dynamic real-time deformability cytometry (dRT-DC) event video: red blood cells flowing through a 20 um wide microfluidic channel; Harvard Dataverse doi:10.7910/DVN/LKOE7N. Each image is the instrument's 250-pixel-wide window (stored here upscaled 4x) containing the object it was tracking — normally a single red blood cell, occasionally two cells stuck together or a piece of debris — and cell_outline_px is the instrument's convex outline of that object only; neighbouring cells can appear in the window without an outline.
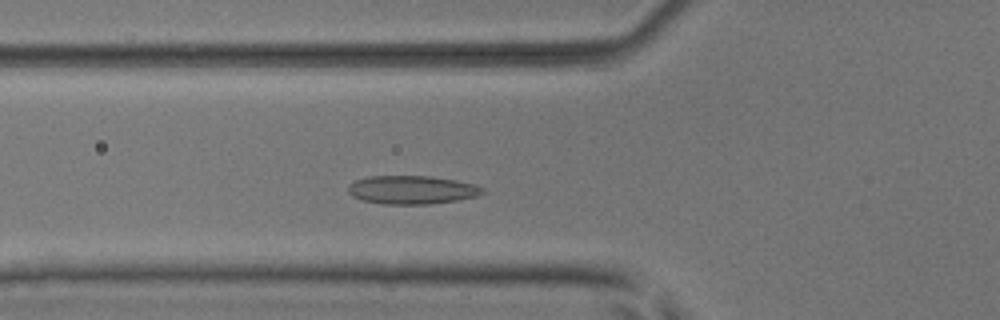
{"species": "common noctule bat (a hibernating species)", "species_latin": "Nyctalus noctula", "temperature_condition": "room temperature", "stored_images_in_passage": 37, "camera_frame_rate_fps": 3000, "um_per_image_px": 0.085, "animal": {"sex": "male", "body_mass_g": 17.9, "forearm_length_mm": 54.2}, "frame": {"image": 1, "passage_image": 13, "time_ms": 4.0, "image_size_px": [1000, 320], "cell_outline_px": [[484, 192], [476, 196], [456, 200], [428, 204], [380, 204], [360, 200], [352, 196], [348, 192], [348, 184], [356, 180], [368, 176], [432, 176], [456, 180], [472, 184], [484, 188]], "centroid_in_image_um": [34.95, 16.13], "position_along_channel_um": 90.8, "area_um2": 22.31}}
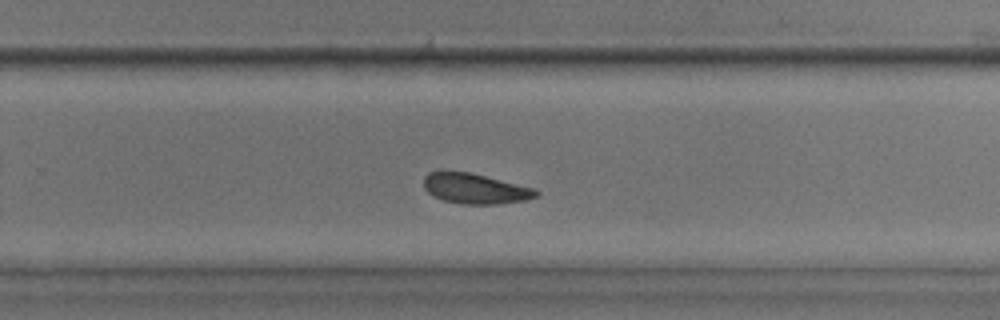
{"frame": {"image": 2, "passage_image": 28, "time_ms": 9.0, "image_size_px": [1000, 320], "cell_outline_px": [[540, 192], [536, 196], [524, 200], [500, 204], [460, 204], [444, 200], [432, 196], [424, 188], [424, 176], [428, 172], [440, 168], [472, 172], [536, 188]], "centroid_in_image_um": [40.33, 15.98], "position_along_channel_um": 289.5, "area_um2": 20.58}}
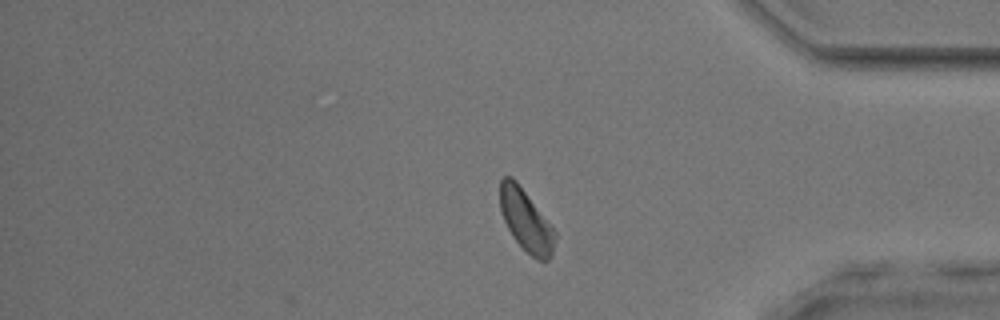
{"frame": {"image": 3, "passage_image": 37, "time_ms": 12.0, "image_size_px": [1000, 320], "cell_outline_px": [[556, 236], [552, 256], [548, 260], [536, 260], [512, 236], [504, 220], [500, 208], [500, 180], [504, 176], [512, 176], [516, 180], [552, 224], [556, 232]], "centroid_in_image_um": [44.73, 18.72], "position_along_channel_um": 390.5, "area_um2": 19.88}, "authors_computed_cell_mechanics": {"area_um2": 20.6346, "velocity_mm_per_s": 3.9875, "shape_relaxation_time_tau1_ms": 3.9033, "shape_relaxation_time_tau2_ms": 3.2947, "deformation_change_tau1": 0.0889, "deformation_change_tau2": 0.0803}}